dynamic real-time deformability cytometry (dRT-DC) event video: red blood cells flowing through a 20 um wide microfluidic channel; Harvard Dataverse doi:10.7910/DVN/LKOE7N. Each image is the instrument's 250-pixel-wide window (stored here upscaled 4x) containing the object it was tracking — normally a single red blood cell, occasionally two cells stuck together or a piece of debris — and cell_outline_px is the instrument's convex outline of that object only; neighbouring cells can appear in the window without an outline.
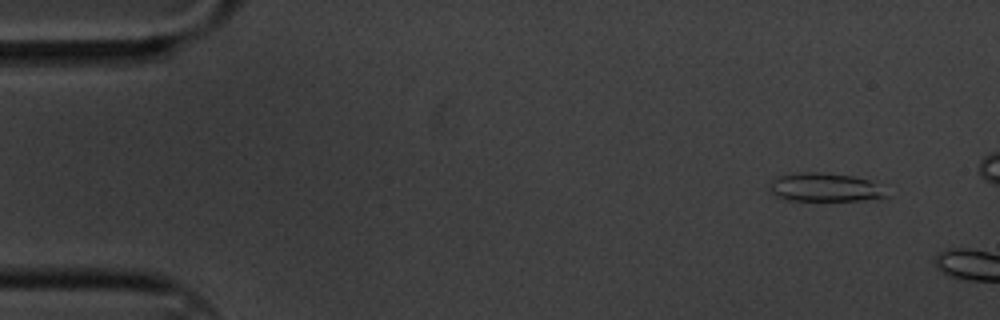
{"species": "common noctule bat (a hibernating species)", "species_latin": "Nyctalus noctula", "temperature_condition": "cold", "stored_images_in_passage": 3, "camera_frame_rate_fps": 3000, "um_per_image_px": 0.085, "animal": {"sex": "male", "body_mass_g": 20.1, "forearm_length_mm": 53.5}, "frame": {"image": 1, "passage_image": 2, "time_ms": 0.333, "image_size_px": [1000, 320], "cell_outline_px": [[888, 196], [864, 200], [788, 200], [776, 196], [768, 188], [772, 180], [776, 176], [800, 172], [824, 172], [852, 176], [868, 180]], "centroid_in_image_um": [69.99, 15.91], "position_along_channel_um": 15.0, "area_um2": 19.02}}